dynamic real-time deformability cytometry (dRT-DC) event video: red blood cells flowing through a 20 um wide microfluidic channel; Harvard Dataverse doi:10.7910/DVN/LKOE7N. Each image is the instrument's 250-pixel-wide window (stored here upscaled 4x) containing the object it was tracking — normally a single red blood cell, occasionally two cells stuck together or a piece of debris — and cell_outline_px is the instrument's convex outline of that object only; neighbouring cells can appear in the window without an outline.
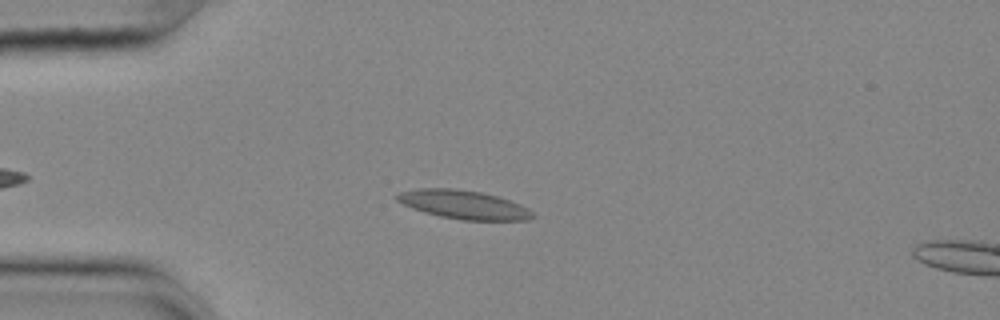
{"species": "common noctule bat (a hibernating species)", "species_latin": "Nyctalus noctula", "temperature_condition": "cold", "stored_images_in_passage": 12, "camera_frame_rate_fps": 3000, "um_per_image_px": 0.085, "animal": {"sex": "female", "body_mass_g": 25.1}, "frame": {"image": 1, "passage_image": 9, "time_ms": 2.667, "image_size_px": [1000, 320], "cell_outline_px": [[536, 216], [528, 220], [460, 220], [440, 216], [424, 212], [412, 208], [396, 200], [396, 192], [420, 188], [452, 188], [480, 192], [496, 196], [520, 204], [528, 208]], "centroid_in_image_um": [39.39, 17.39], "position_along_channel_um": 45.6, "area_um2": 22.6}}